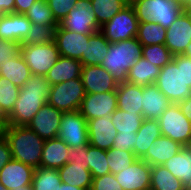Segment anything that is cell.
Returning a JSON list of instances; mask_svg holds the SVG:
<instances>
[{
    "label": "cell",
    "instance_id": "obj_1",
    "mask_svg": "<svg viewBox=\"0 0 191 190\" xmlns=\"http://www.w3.org/2000/svg\"><path fill=\"white\" fill-rule=\"evenodd\" d=\"M51 85L43 75H31L20 88L13 111L6 118L7 125L27 126L40 108L47 103Z\"/></svg>",
    "mask_w": 191,
    "mask_h": 190
},
{
    "label": "cell",
    "instance_id": "obj_2",
    "mask_svg": "<svg viewBox=\"0 0 191 190\" xmlns=\"http://www.w3.org/2000/svg\"><path fill=\"white\" fill-rule=\"evenodd\" d=\"M5 138L9 144L12 159L34 169L40 167L45 141L28 126L7 125Z\"/></svg>",
    "mask_w": 191,
    "mask_h": 190
},
{
    "label": "cell",
    "instance_id": "obj_3",
    "mask_svg": "<svg viewBox=\"0 0 191 190\" xmlns=\"http://www.w3.org/2000/svg\"><path fill=\"white\" fill-rule=\"evenodd\" d=\"M142 44L136 37L110 43L107 56L101 66L121 83L127 79L131 66L142 57Z\"/></svg>",
    "mask_w": 191,
    "mask_h": 190
},
{
    "label": "cell",
    "instance_id": "obj_4",
    "mask_svg": "<svg viewBox=\"0 0 191 190\" xmlns=\"http://www.w3.org/2000/svg\"><path fill=\"white\" fill-rule=\"evenodd\" d=\"M155 85L174 104L191 95V88L184 82L183 54L173 56V59L161 68Z\"/></svg>",
    "mask_w": 191,
    "mask_h": 190
},
{
    "label": "cell",
    "instance_id": "obj_5",
    "mask_svg": "<svg viewBox=\"0 0 191 190\" xmlns=\"http://www.w3.org/2000/svg\"><path fill=\"white\" fill-rule=\"evenodd\" d=\"M132 7L139 22H155L165 29L185 10L176 0H139Z\"/></svg>",
    "mask_w": 191,
    "mask_h": 190
},
{
    "label": "cell",
    "instance_id": "obj_6",
    "mask_svg": "<svg viewBox=\"0 0 191 190\" xmlns=\"http://www.w3.org/2000/svg\"><path fill=\"white\" fill-rule=\"evenodd\" d=\"M86 95L81 78L51 85L47 103L64 112L79 110Z\"/></svg>",
    "mask_w": 191,
    "mask_h": 190
},
{
    "label": "cell",
    "instance_id": "obj_7",
    "mask_svg": "<svg viewBox=\"0 0 191 190\" xmlns=\"http://www.w3.org/2000/svg\"><path fill=\"white\" fill-rule=\"evenodd\" d=\"M157 120L163 136L182 146H191V121L182 113L178 104L171 103Z\"/></svg>",
    "mask_w": 191,
    "mask_h": 190
},
{
    "label": "cell",
    "instance_id": "obj_8",
    "mask_svg": "<svg viewBox=\"0 0 191 190\" xmlns=\"http://www.w3.org/2000/svg\"><path fill=\"white\" fill-rule=\"evenodd\" d=\"M139 21L132 6H125L112 19L101 26L100 32L110 42L115 43L137 36Z\"/></svg>",
    "mask_w": 191,
    "mask_h": 190
},
{
    "label": "cell",
    "instance_id": "obj_9",
    "mask_svg": "<svg viewBox=\"0 0 191 190\" xmlns=\"http://www.w3.org/2000/svg\"><path fill=\"white\" fill-rule=\"evenodd\" d=\"M21 54L32 75L45 76L60 57L55 42L43 44H21Z\"/></svg>",
    "mask_w": 191,
    "mask_h": 190
},
{
    "label": "cell",
    "instance_id": "obj_10",
    "mask_svg": "<svg viewBox=\"0 0 191 190\" xmlns=\"http://www.w3.org/2000/svg\"><path fill=\"white\" fill-rule=\"evenodd\" d=\"M57 137L70 148L89 145L87 120L80 114L79 110L62 114Z\"/></svg>",
    "mask_w": 191,
    "mask_h": 190
},
{
    "label": "cell",
    "instance_id": "obj_11",
    "mask_svg": "<svg viewBox=\"0 0 191 190\" xmlns=\"http://www.w3.org/2000/svg\"><path fill=\"white\" fill-rule=\"evenodd\" d=\"M59 25L68 31L90 35L101 29L92 11L91 3L86 1H78L68 15L59 22Z\"/></svg>",
    "mask_w": 191,
    "mask_h": 190
},
{
    "label": "cell",
    "instance_id": "obj_12",
    "mask_svg": "<svg viewBox=\"0 0 191 190\" xmlns=\"http://www.w3.org/2000/svg\"><path fill=\"white\" fill-rule=\"evenodd\" d=\"M117 108V91L86 93L79 112L88 121L90 119L109 116Z\"/></svg>",
    "mask_w": 191,
    "mask_h": 190
},
{
    "label": "cell",
    "instance_id": "obj_13",
    "mask_svg": "<svg viewBox=\"0 0 191 190\" xmlns=\"http://www.w3.org/2000/svg\"><path fill=\"white\" fill-rule=\"evenodd\" d=\"M191 43V12L184 10L167 29L165 46L173 56L185 53Z\"/></svg>",
    "mask_w": 191,
    "mask_h": 190
},
{
    "label": "cell",
    "instance_id": "obj_14",
    "mask_svg": "<svg viewBox=\"0 0 191 190\" xmlns=\"http://www.w3.org/2000/svg\"><path fill=\"white\" fill-rule=\"evenodd\" d=\"M63 112L45 103L27 126L44 141L58 136Z\"/></svg>",
    "mask_w": 191,
    "mask_h": 190
},
{
    "label": "cell",
    "instance_id": "obj_15",
    "mask_svg": "<svg viewBox=\"0 0 191 190\" xmlns=\"http://www.w3.org/2000/svg\"><path fill=\"white\" fill-rule=\"evenodd\" d=\"M115 178L123 190H150L151 165L138 158Z\"/></svg>",
    "mask_w": 191,
    "mask_h": 190
},
{
    "label": "cell",
    "instance_id": "obj_16",
    "mask_svg": "<svg viewBox=\"0 0 191 190\" xmlns=\"http://www.w3.org/2000/svg\"><path fill=\"white\" fill-rule=\"evenodd\" d=\"M86 93L116 91L119 82L101 65L83 66L80 75Z\"/></svg>",
    "mask_w": 191,
    "mask_h": 190
},
{
    "label": "cell",
    "instance_id": "obj_17",
    "mask_svg": "<svg viewBox=\"0 0 191 190\" xmlns=\"http://www.w3.org/2000/svg\"><path fill=\"white\" fill-rule=\"evenodd\" d=\"M34 168L11 159L0 169V183L5 190L26 189L32 184Z\"/></svg>",
    "mask_w": 191,
    "mask_h": 190
},
{
    "label": "cell",
    "instance_id": "obj_18",
    "mask_svg": "<svg viewBox=\"0 0 191 190\" xmlns=\"http://www.w3.org/2000/svg\"><path fill=\"white\" fill-rule=\"evenodd\" d=\"M90 34H81L68 31L58 25L55 29L54 42L60 56L81 60L82 53L85 52L86 43Z\"/></svg>",
    "mask_w": 191,
    "mask_h": 190
},
{
    "label": "cell",
    "instance_id": "obj_19",
    "mask_svg": "<svg viewBox=\"0 0 191 190\" xmlns=\"http://www.w3.org/2000/svg\"><path fill=\"white\" fill-rule=\"evenodd\" d=\"M89 144L103 150L112 148L114 138L118 134L111 121V115L87 121Z\"/></svg>",
    "mask_w": 191,
    "mask_h": 190
},
{
    "label": "cell",
    "instance_id": "obj_20",
    "mask_svg": "<svg viewBox=\"0 0 191 190\" xmlns=\"http://www.w3.org/2000/svg\"><path fill=\"white\" fill-rule=\"evenodd\" d=\"M32 23L25 14H2L0 17V38L22 43L31 29Z\"/></svg>",
    "mask_w": 191,
    "mask_h": 190
},
{
    "label": "cell",
    "instance_id": "obj_21",
    "mask_svg": "<svg viewBox=\"0 0 191 190\" xmlns=\"http://www.w3.org/2000/svg\"><path fill=\"white\" fill-rule=\"evenodd\" d=\"M184 146L166 136H159L149 146L146 154L141 158L149 165H162L176 155Z\"/></svg>",
    "mask_w": 191,
    "mask_h": 190
},
{
    "label": "cell",
    "instance_id": "obj_22",
    "mask_svg": "<svg viewBox=\"0 0 191 190\" xmlns=\"http://www.w3.org/2000/svg\"><path fill=\"white\" fill-rule=\"evenodd\" d=\"M70 147L59 137L45 140L40 167L59 169L67 163Z\"/></svg>",
    "mask_w": 191,
    "mask_h": 190
},
{
    "label": "cell",
    "instance_id": "obj_23",
    "mask_svg": "<svg viewBox=\"0 0 191 190\" xmlns=\"http://www.w3.org/2000/svg\"><path fill=\"white\" fill-rule=\"evenodd\" d=\"M169 99L154 84L143 87L142 117L157 120L170 106Z\"/></svg>",
    "mask_w": 191,
    "mask_h": 190
},
{
    "label": "cell",
    "instance_id": "obj_24",
    "mask_svg": "<svg viewBox=\"0 0 191 190\" xmlns=\"http://www.w3.org/2000/svg\"><path fill=\"white\" fill-rule=\"evenodd\" d=\"M82 67L83 65L79 60L60 56L45 77L50 85H56L74 78H80Z\"/></svg>",
    "mask_w": 191,
    "mask_h": 190
},
{
    "label": "cell",
    "instance_id": "obj_25",
    "mask_svg": "<svg viewBox=\"0 0 191 190\" xmlns=\"http://www.w3.org/2000/svg\"><path fill=\"white\" fill-rule=\"evenodd\" d=\"M116 91L119 109L130 113H142L143 86L125 81L118 84Z\"/></svg>",
    "mask_w": 191,
    "mask_h": 190
},
{
    "label": "cell",
    "instance_id": "obj_26",
    "mask_svg": "<svg viewBox=\"0 0 191 190\" xmlns=\"http://www.w3.org/2000/svg\"><path fill=\"white\" fill-rule=\"evenodd\" d=\"M62 183L90 190L93 177L88 164L66 163L58 169Z\"/></svg>",
    "mask_w": 191,
    "mask_h": 190
},
{
    "label": "cell",
    "instance_id": "obj_27",
    "mask_svg": "<svg viewBox=\"0 0 191 190\" xmlns=\"http://www.w3.org/2000/svg\"><path fill=\"white\" fill-rule=\"evenodd\" d=\"M160 72V67L140 57L129 69L126 81L144 87L154 84Z\"/></svg>",
    "mask_w": 191,
    "mask_h": 190
},
{
    "label": "cell",
    "instance_id": "obj_28",
    "mask_svg": "<svg viewBox=\"0 0 191 190\" xmlns=\"http://www.w3.org/2000/svg\"><path fill=\"white\" fill-rule=\"evenodd\" d=\"M109 47L110 42L100 31L90 35L80 62L83 66L101 65L108 54Z\"/></svg>",
    "mask_w": 191,
    "mask_h": 190
},
{
    "label": "cell",
    "instance_id": "obj_29",
    "mask_svg": "<svg viewBox=\"0 0 191 190\" xmlns=\"http://www.w3.org/2000/svg\"><path fill=\"white\" fill-rule=\"evenodd\" d=\"M161 135V128L158 120L144 119L136 134L137 139L133 148L135 156L141 159L148 151L152 142Z\"/></svg>",
    "mask_w": 191,
    "mask_h": 190
},
{
    "label": "cell",
    "instance_id": "obj_30",
    "mask_svg": "<svg viewBox=\"0 0 191 190\" xmlns=\"http://www.w3.org/2000/svg\"><path fill=\"white\" fill-rule=\"evenodd\" d=\"M162 165L180 179L184 186L188 185L191 179V146H184Z\"/></svg>",
    "mask_w": 191,
    "mask_h": 190
},
{
    "label": "cell",
    "instance_id": "obj_31",
    "mask_svg": "<svg viewBox=\"0 0 191 190\" xmlns=\"http://www.w3.org/2000/svg\"><path fill=\"white\" fill-rule=\"evenodd\" d=\"M31 75L21 53L4 64H0V76L5 77L19 88L24 86Z\"/></svg>",
    "mask_w": 191,
    "mask_h": 190
},
{
    "label": "cell",
    "instance_id": "obj_32",
    "mask_svg": "<svg viewBox=\"0 0 191 190\" xmlns=\"http://www.w3.org/2000/svg\"><path fill=\"white\" fill-rule=\"evenodd\" d=\"M150 190H185V186L163 165H153L151 166Z\"/></svg>",
    "mask_w": 191,
    "mask_h": 190
},
{
    "label": "cell",
    "instance_id": "obj_33",
    "mask_svg": "<svg viewBox=\"0 0 191 190\" xmlns=\"http://www.w3.org/2000/svg\"><path fill=\"white\" fill-rule=\"evenodd\" d=\"M167 29L155 22H139L136 38L142 46L165 44Z\"/></svg>",
    "mask_w": 191,
    "mask_h": 190
},
{
    "label": "cell",
    "instance_id": "obj_34",
    "mask_svg": "<svg viewBox=\"0 0 191 190\" xmlns=\"http://www.w3.org/2000/svg\"><path fill=\"white\" fill-rule=\"evenodd\" d=\"M143 120L142 113H130L119 108L111 114L116 130L122 133L137 132Z\"/></svg>",
    "mask_w": 191,
    "mask_h": 190
},
{
    "label": "cell",
    "instance_id": "obj_35",
    "mask_svg": "<svg viewBox=\"0 0 191 190\" xmlns=\"http://www.w3.org/2000/svg\"><path fill=\"white\" fill-rule=\"evenodd\" d=\"M62 180L57 169L38 167L34 170L32 190H58Z\"/></svg>",
    "mask_w": 191,
    "mask_h": 190
},
{
    "label": "cell",
    "instance_id": "obj_36",
    "mask_svg": "<svg viewBox=\"0 0 191 190\" xmlns=\"http://www.w3.org/2000/svg\"><path fill=\"white\" fill-rule=\"evenodd\" d=\"M125 6L122 0H93L91 2L92 11L100 27L110 21L112 17L119 13Z\"/></svg>",
    "mask_w": 191,
    "mask_h": 190
},
{
    "label": "cell",
    "instance_id": "obj_37",
    "mask_svg": "<svg viewBox=\"0 0 191 190\" xmlns=\"http://www.w3.org/2000/svg\"><path fill=\"white\" fill-rule=\"evenodd\" d=\"M86 162L93 178L110 173L107 162V150L96 148L89 144L87 146Z\"/></svg>",
    "mask_w": 191,
    "mask_h": 190
},
{
    "label": "cell",
    "instance_id": "obj_38",
    "mask_svg": "<svg viewBox=\"0 0 191 190\" xmlns=\"http://www.w3.org/2000/svg\"><path fill=\"white\" fill-rule=\"evenodd\" d=\"M32 24L59 25L46 0H37L25 13Z\"/></svg>",
    "mask_w": 191,
    "mask_h": 190
},
{
    "label": "cell",
    "instance_id": "obj_39",
    "mask_svg": "<svg viewBox=\"0 0 191 190\" xmlns=\"http://www.w3.org/2000/svg\"><path fill=\"white\" fill-rule=\"evenodd\" d=\"M20 88L5 77L0 76V109L8 117L18 99Z\"/></svg>",
    "mask_w": 191,
    "mask_h": 190
},
{
    "label": "cell",
    "instance_id": "obj_40",
    "mask_svg": "<svg viewBox=\"0 0 191 190\" xmlns=\"http://www.w3.org/2000/svg\"><path fill=\"white\" fill-rule=\"evenodd\" d=\"M138 159L133 152L111 148L107 150V162L110 173L117 174L127 169Z\"/></svg>",
    "mask_w": 191,
    "mask_h": 190
},
{
    "label": "cell",
    "instance_id": "obj_41",
    "mask_svg": "<svg viewBox=\"0 0 191 190\" xmlns=\"http://www.w3.org/2000/svg\"><path fill=\"white\" fill-rule=\"evenodd\" d=\"M58 25H36L32 24L26 38L21 44H43L54 41L55 29Z\"/></svg>",
    "mask_w": 191,
    "mask_h": 190
},
{
    "label": "cell",
    "instance_id": "obj_42",
    "mask_svg": "<svg viewBox=\"0 0 191 190\" xmlns=\"http://www.w3.org/2000/svg\"><path fill=\"white\" fill-rule=\"evenodd\" d=\"M142 57L160 68H163L173 59L172 53L164 44L143 46Z\"/></svg>",
    "mask_w": 191,
    "mask_h": 190
},
{
    "label": "cell",
    "instance_id": "obj_43",
    "mask_svg": "<svg viewBox=\"0 0 191 190\" xmlns=\"http://www.w3.org/2000/svg\"><path fill=\"white\" fill-rule=\"evenodd\" d=\"M49 8L51 9L55 20L59 23L62 21L71 11L78 0H46Z\"/></svg>",
    "mask_w": 191,
    "mask_h": 190
},
{
    "label": "cell",
    "instance_id": "obj_44",
    "mask_svg": "<svg viewBox=\"0 0 191 190\" xmlns=\"http://www.w3.org/2000/svg\"><path fill=\"white\" fill-rule=\"evenodd\" d=\"M90 190H123L112 173L93 178Z\"/></svg>",
    "mask_w": 191,
    "mask_h": 190
},
{
    "label": "cell",
    "instance_id": "obj_45",
    "mask_svg": "<svg viewBox=\"0 0 191 190\" xmlns=\"http://www.w3.org/2000/svg\"><path fill=\"white\" fill-rule=\"evenodd\" d=\"M21 53V43L7 41L0 38V64H4L11 58Z\"/></svg>",
    "mask_w": 191,
    "mask_h": 190
},
{
    "label": "cell",
    "instance_id": "obj_46",
    "mask_svg": "<svg viewBox=\"0 0 191 190\" xmlns=\"http://www.w3.org/2000/svg\"><path fill=\"white\" fill-rule=\"evenodd\" d=\"M136 134L137 132H131V133L118 132V134L114 138L112 148L114 149L118 148L120 150L133 152L135 141L137 139Z\"/></svg>",
    "mask_w": 191,
    "mask_h": 190
},
{
    "label": "cell",
    "instance_id": "obj_47",
    "mask_svg": "<svg viewBox=\"0 0 191 190\" xmlns=\"http://www.w3.org/2000/svg\"><path fill=\"white\" fill-rule=\"evenodd\" d=\"M87 146L88 145H83L78 148H70V152L67 157V163L87 164L86 162Z\"/></svg>",
    "mask_w": 191,
    "mask_h": 190
},
{
    "label": "cell",
    "instance_id": "obj_48",
    "mask_svg": "<svg viewBox=\"0 0 191 190\" xmlns=\"http://www.w3.org/2000/svg\"><path fill=\"white\" fill-rule=\"evenodd\" d=\"M12 159L9 144L3 136L0 138V169L4 167Z\"/></svg>",
    "mask_w": 191,
    "mask_h": 190
},
{
    "label": "cell",
    "instance_id": "obj_49",
    "mask_svg": "<svg viewBox=\"0 0 191 190\" xmlns=\"http://www.w3.org/2000/svg\"><path fill=\"white\" fill-rule=\"evenodd\" d=\"M183 76L184 82L191 88V57L183 54Z\"/></svg>",
    "mask_w": 191,
    "mask_h": 190
},
{
    "label": "cell",
    "instance_id": "obj_50",
    "mask_svg": "<svg viewBox=\"0 0 191 190\" xmlns=\"http://www.w3.org/2000/svg\"><path fill=\"white\" fill-rule=\"evenodd\" d=\"M35 1L37 0H14V13L25 14Z\"/></svg>",
    "mask_w": 191,
    "mask_h": 190
},
{
    "label": "cell",
    "instance_id": "obj_51",
    "mask_svg": "<svg viewBox=\"0 0 191 190\" xmlns=\"http://www.w3.org/2000/svg\"><path fill=\"white\" fill-rule=\"evenodd\" d=\"M182 113L191 121V95L178 103Z\"/></svg>",
    "mask_w": 191,
    "mask_h": 190
},
{
    "label": "cell",
    "instance_id": "obj_52",
    "mask_svg": "<svg viewBox=\"0 0 191 190\" xmlns=\"http://www.w3.org/2000/svg\"><path fill=\"white\" fill-rule=\"evenodd\" d=\"M15 2L14 0H0V12L2 14L14 13Z\"/></svg>",
    "mask_w": 191,
    "mask_h": 190
},
{
    "label": "cell",
    "instance_id": "obj_53",
    "mask_svg": "<svg viewBox=\"0 0 191 190\" xmlns=\"http://www.w3.org/2000/svg\"><path fill=\"white\" fill-rule=\"evenodd\" d=\"M6 116H0V138L5 135V130L7 127Z\"/></svg>",
    "mask_w": 191,
    "mask_h": 190
},
{
    "label": "cell",
    "instance_id": "obj_54",
    "mask_svg": "<svg viewBox=\"0 0 191 190\" xmlns=\"http://www.w3.org/2000/svg\"><path fill=\"white\" fill-rule=\"evenodd\" d=\"M58 190H85V189L61 183V187H58Z\"/></svg>",
    "mask_w": 191,
    "mask_h": 190
},
{
    "label": "cell",
    "instance_id": "obj_55",
    "mask_svg": "<svg viewBox=\"0 0 191 190\" xmlns=\"http://www.w3.org/2000/svg\"><path fill=\"white\" fill-rule=\"evenodd\" d=\"M185 10L191 8V0H176Z\"/></svg>",
    "mask_w": 191,
    "mask_h": 190
},
{
    "label": "cell",
    "instance_id": "obj_56",
    "mask_svg": "<svg viewBox=\"0 0 191 190\" xmlns=\"http://www.w3.org/2000/svg\"><path fill=\"white\" fill-rule=\"evenodd\" d=\"M139 0H122V2L126 5V6H133L135 3H137Z\"/></svg>",
    "mask_w": 191,
    "mask_h": 190
},
{
    "label": "cell",
    "instance_id": "obj_57",
    "mask_svg": "<svg viewBox=\"0 0 191 190\" xmlns=\"http://www.w3.org/2000/svg\"><path fill=\"white\" fill-rule=\"evenodd\" d=\"M184 55L188 56V57H191V43L187 46Z\"/></svg>",
    "mask_w": 191,
    "mask_h": 190
},
{
    "label": "cell",
    "instance_id": "obj_58",
    "mask_svg": "<svg viewBox=\"0 0 191 190\" xmlns=\"http://www.w3.org/2000/svg\"><path fill=\"white\" fill-rule=\"evenodd\" d=\"M185 190H191V179L188 185L185 186Z\"/></svg>",
    "mask_w": 191,
    "mask_h": 190
},
{
    "label": "cell",
    "instance_id": "obj_59",
    "mask_svg": "<svg viewBox=\"0 0 191 190\" xmlns=\"http://www.w3.org/2000/svg\"><path fill=\"white\" fill-rule=\"evenodd\" d=\"M16 190H32V185H29L26 189H16Z\"/></svg>",
    "mask_w": 191,
    "mask_h": 190
},
{
    "label": "cell",
    "instance_id": "obj_60",
    "mask_svg": "<svg viewBox=\"0 0 191 190\" xmlns=\"http://www.w3.org/2000/svg\"><path fill=\"white\" fill-rule=\"evenodd\" d=\"M78 1H86V2L91 3L93 0H78Z\"/></svg>",
    "mask_w": 191,
    "mask_h": 190
},
{
    "label": "cell",
    "instance_id": "obj_61",
    "mask_svg": "<svg viewBox=\"0 0 191 190\" xmlns=\"http://www.w3.org/2000/svg\"><path fill=\"white\" fill-rule=\"evenodd\" d=\"M0 190H5V188L3 187L1 183H0Z\"/></svg>",
    "mask_w": 191,
    "mask_h": 190
},
{
    "label": "cell",
    "instance_id": "obj_62",
    "mask_svg": "<svg viewBox=\"0 0 191 190\" xmlns=\"http://www.w3.org/2000/svg\"><path fill=\"white\" fill-rule=\"evenodd\" d=\"M0 116H5V115L2 113L1 109H0Z\"/></svg>",
    "mask_w": 191,
    "mask_h": 190
}]
</instances>
